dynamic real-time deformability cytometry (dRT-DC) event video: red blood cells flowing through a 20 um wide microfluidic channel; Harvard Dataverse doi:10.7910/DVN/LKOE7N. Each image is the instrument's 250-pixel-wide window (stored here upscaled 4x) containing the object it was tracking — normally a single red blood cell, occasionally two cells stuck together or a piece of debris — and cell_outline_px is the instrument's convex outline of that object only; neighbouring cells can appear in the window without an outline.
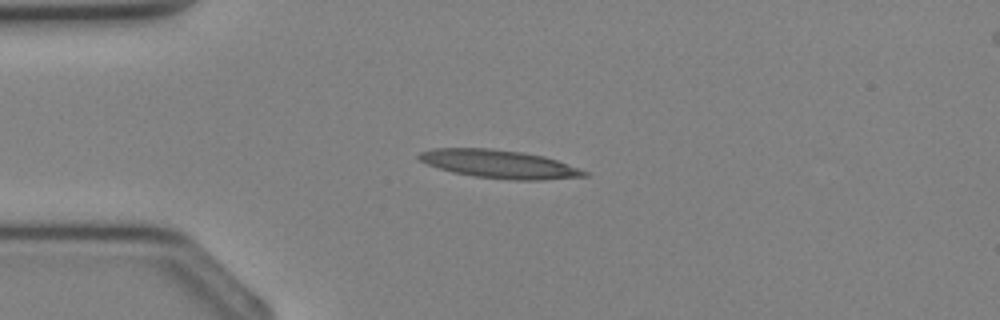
{"species": "Egyptian fruit bat (a non-hibernating species)", "species_latin": "Rousettus aegyptiacus", "temperature_condition": "cold", "stored_images_in_passage": 25, "camera_frame_rate_fps": 3000, "um_per_image_px": 0.085, "animal": {"sex": "female"}, "frame": {"image": 1, "passage_image": 1, "time_ms": 0.0, "image_size_px": [1000, 320], "cell_outline_px": [[588, 176], [540, 180], [512, 180], [472, 176], [452, 172], [428, 164], [420, 160], [416, 156], [420, 152], [432, 148], [488, 148], [524, 152], [544, 156], [556, 160], [588, 172]], "centroid_in_image_um": [42.41, 13.94], "position_along_channel_um": 42.6, "area_um2": 27.11}}
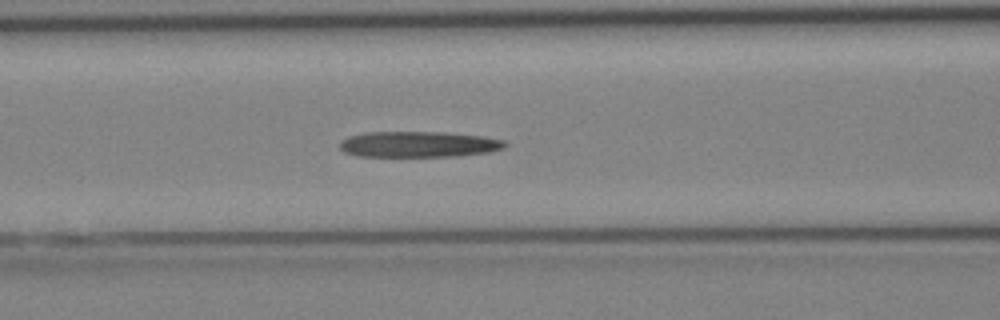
{"frame": {"image": 2, "passage_image": 7, "time_ms": 2.0, "image_size_px": [1000, 320], "cell_outline_px": [[508, 144], [504, 148], [488, 152], [456, 156], [360, 156], [344, 152], [340, 148], [340, 140], [348, 136], [364, 132], [444, 132], [484, 136], [504, 140]], "centroid_in_image_um": [35.58, 12.25], "position_along_channel_um": 131.0, "area_um2": 24.97}}
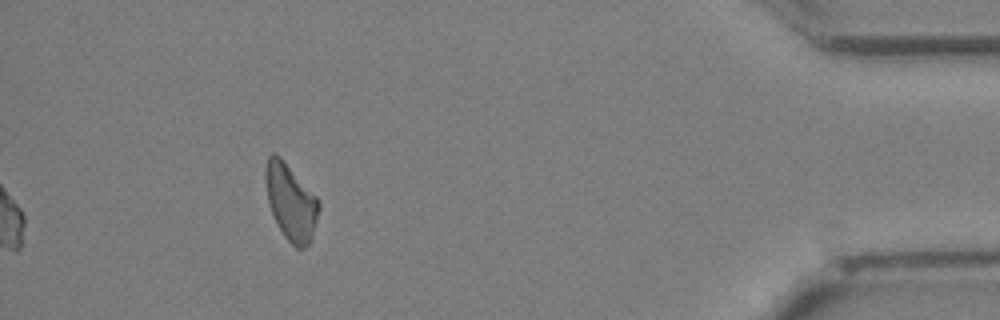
{"frame": {"image": 3, "passage_image": 25, "time_ms": 8.0, "image_size_px": [1000, 320], "cell_outline_px": [[320, 208], [308, 244], [304, 248], [296, 248], [284, 236], [268, 204], [264, 180], [264, 172], [268, 156], [272, 152], [276, 152], [280, 156], [320, 200]], "centroid_in_image_um": [24.69, 17.11], "position_along_channel_um": 410.5, "area_um2": 23.52}}